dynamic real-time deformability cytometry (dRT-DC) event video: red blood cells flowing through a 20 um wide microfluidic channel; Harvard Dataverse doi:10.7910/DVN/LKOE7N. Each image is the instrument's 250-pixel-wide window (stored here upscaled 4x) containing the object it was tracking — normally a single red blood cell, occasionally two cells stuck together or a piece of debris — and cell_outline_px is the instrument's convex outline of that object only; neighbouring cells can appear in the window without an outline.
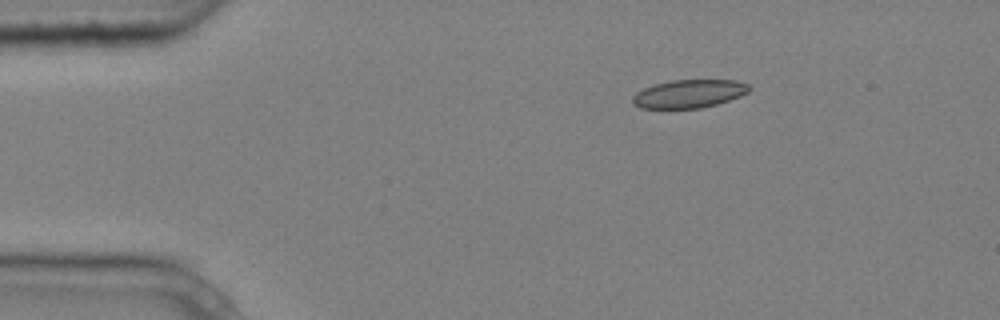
{"species": "common noctule bat (a hibernating species)", "species_latin": "Nyctalus noctula", "temperature_condition": "cold", "stored_images_in_passage": 4, "camera_frame_rate_fps": 3000, "um_per_image_px": 0.085, "animal": {"sex": "male", "body_mass_g": 20.4}, "frame": {"image": 1, "passage_image": 2, "time_ms": 0.333, "image_size_px": [1000, 320], "cell_outline_px": [[752, 88], [748, 92], [740, 96], [716, 104], [700, 108], [640, 108], [632, 104], [632, 96], [636, 92], [652, 84], [672, 80], [736, 80], [748, 84]], "centroid_in_image_um": [58.54, 7.96], "position_along_channel_um": 26.5, "area_um2": 19.25}}
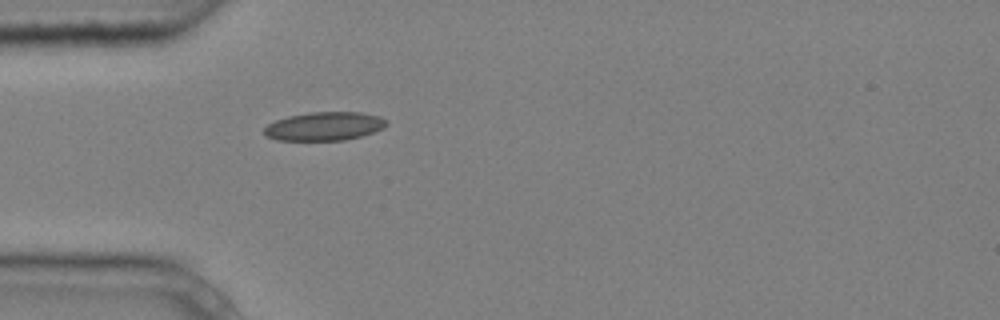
{"frame": {"image": 2, "passage_image": 4, "time_ms": 1.0, "image_size_px": [1000, 320], "cell_outline_px": [[388, 124], [384, 128], [360, 136], [344, 140], [276, 140], [264, 136], [264, 128], [268, 124], [276, 120], [288, 116], [308, 112], [360, 112], [380, 116], [388, 120]], "centroid_in_image_um": [27.57, 10.72], "position_along_channel_um": 57.4, "area_um2": 20.46}}